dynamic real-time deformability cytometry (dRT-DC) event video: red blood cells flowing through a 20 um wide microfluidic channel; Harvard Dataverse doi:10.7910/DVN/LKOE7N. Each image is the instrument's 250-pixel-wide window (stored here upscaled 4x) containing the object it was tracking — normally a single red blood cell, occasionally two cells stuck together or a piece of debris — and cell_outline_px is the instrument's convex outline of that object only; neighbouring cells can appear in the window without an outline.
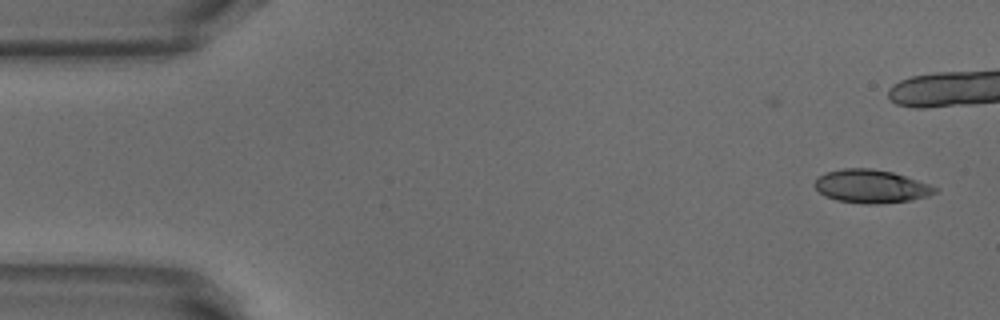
{"species": "common noctule bat (a hibernating species)", "species_latin": "Nyctalus noctula", "temperature_condition": "warm", "stored_images_in_passage": 38, "camera_frame_rate_fps": 3000, "um_per_image_px": 0.085, "animal": {"sex": "male", "body_mass_g": 18.8}, "frame": {"image": 1, "passage_image": 1, "time_ms": 0.0, "image_size_px": [1000, 320], "cell_outline_px": [[940, 188], [936, 192], [928, 196], [912, 200], [880, 204], [864, 204], [836, 200], [824, 196], [812, 184], [820, 176], [828, 172], [844, 168], [872, 168], [892, 172]], "centroid_in_image_um": [74.04, 15.85], "position_along_channel_um": 11.0, "area_um2": 23.29}}